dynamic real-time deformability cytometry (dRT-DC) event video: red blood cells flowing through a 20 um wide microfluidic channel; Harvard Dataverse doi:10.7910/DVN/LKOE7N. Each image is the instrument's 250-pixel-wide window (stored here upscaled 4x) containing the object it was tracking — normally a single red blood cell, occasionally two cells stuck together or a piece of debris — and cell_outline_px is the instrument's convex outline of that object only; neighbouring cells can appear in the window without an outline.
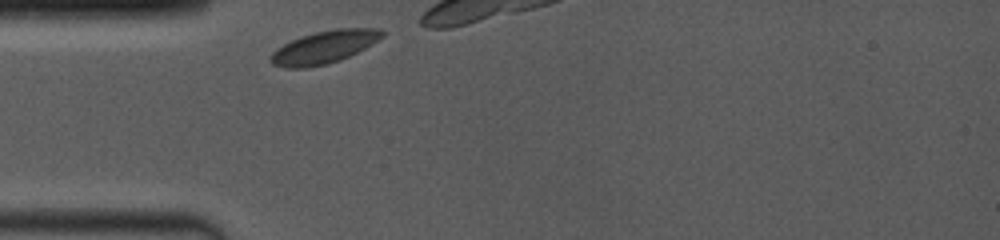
{"species": "common noctule bat (a hibernating species)", "species_latin": "Nyctalus noctula", "temperature_condition": "room temperature", "stored_images_in_passage": 4, "camera_frame_rate_fps": 4000, "um_per_image_px": 0.085, "animal": {"sex": "female", "body_mass_g": 19.0, "forearm_length_mm": 53.3}, "frame": {"image": 1, "passage_image": 1, "time_ms": 0.0, "image_size_px": [1000, 240], "cell_outline_px": [[384, 36], [372, 44], [340, 60], [328, 64], [308, 68], [284, 68], [272, 64], [268, 60], [268, 56], [276, 48], [300, 36], [316, 32], [336, 28], [380, 28], [384, 32]], "centroid_in_image_um": [27.51, 4.01], "position_along_channel_um": 57.5, "area_um2": 21.39}}